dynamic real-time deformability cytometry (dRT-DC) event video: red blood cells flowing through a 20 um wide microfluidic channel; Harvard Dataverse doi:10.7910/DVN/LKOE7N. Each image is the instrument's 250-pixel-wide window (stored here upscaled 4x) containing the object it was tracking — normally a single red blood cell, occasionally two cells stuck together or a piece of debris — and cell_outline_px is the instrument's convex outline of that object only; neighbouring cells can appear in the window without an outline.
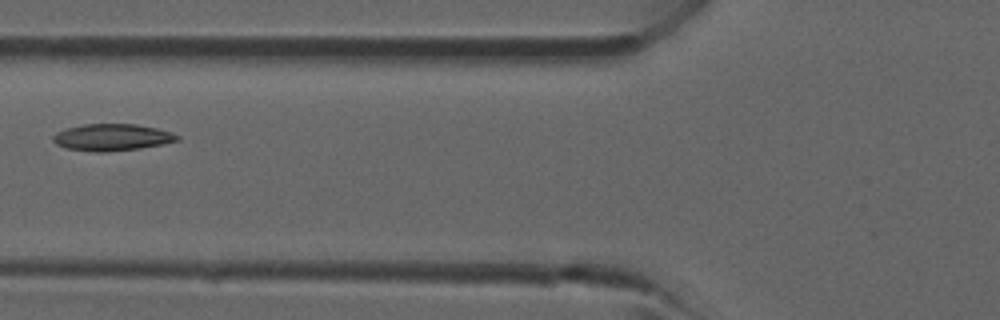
{"species": "common noctule bat (a hibernating species)", "species_latin": "Nyctalus noctula", "temperature_condition": "room temperature", "stored_images_in_passage": 2, "camera_frame_rate_fps": 3000, "um_per_image_px": 0.085, "animal": {"sex": "male", "forearm_length_mm": 52.5}, "frame": {"image": 1, "passage_image": 2, "time_ms": 1.0, "image_size_px": [1000, 320], "cell_outline_px": [[180, 140], [164, 144], [140, 148], [108, 152], [96, 152], [68, 148], [56, 144], [52, 140], [52, 136], [56, 132], [68, 128], [84, 124], [136, 124], [156, 128], [172, 132], [180, 136]], "centroid_in_image_um": [9.55, 11.67], "position_along_channel_um": 116.2, "area_um2": 19.42}}